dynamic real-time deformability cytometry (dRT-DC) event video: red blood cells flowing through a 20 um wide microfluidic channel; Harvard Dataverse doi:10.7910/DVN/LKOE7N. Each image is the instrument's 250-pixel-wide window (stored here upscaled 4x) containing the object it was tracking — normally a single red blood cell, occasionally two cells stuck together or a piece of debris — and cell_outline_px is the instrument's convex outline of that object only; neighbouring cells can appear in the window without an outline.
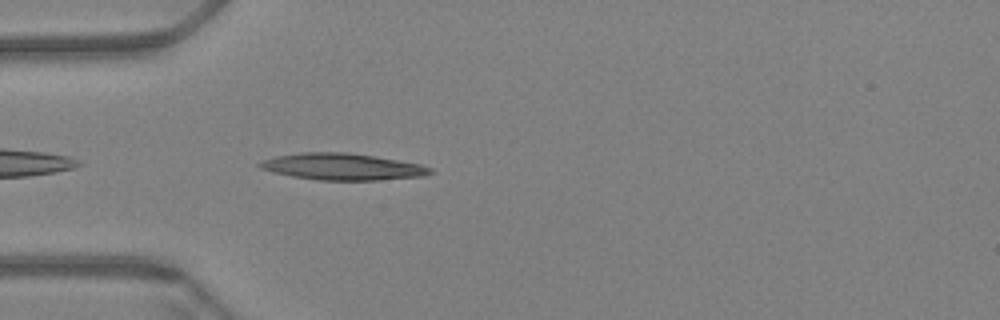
{"species": "Egyptian fruit bat (a non-hibernating species)", "species_latin": "Rousettus aegyptiacus", "temperature_condition": "warm", "stored_images_in_passage": 7, "camera_frame_rate_fps": 3000, "um_per_image_px": 0.085, "animal": {"sex": "female"}, "frame": {"image": 1, "passage_image": 3, "time_ms": 0.667, "image_size_px": [1000, 320], "cell_outline_px": [[432, 172], [424, 176], [376, 180], [320, 180], [292, 176], [272, 172], [260, 168], [256, 164], [264, 160], [276, 156], [300, 152], [348, 152], [420, 164], [432, 168]], "centroid_in_image_um": [29.07, 14.17], "position_along_channel_um": 55.9, "area_um2": 26.24}}
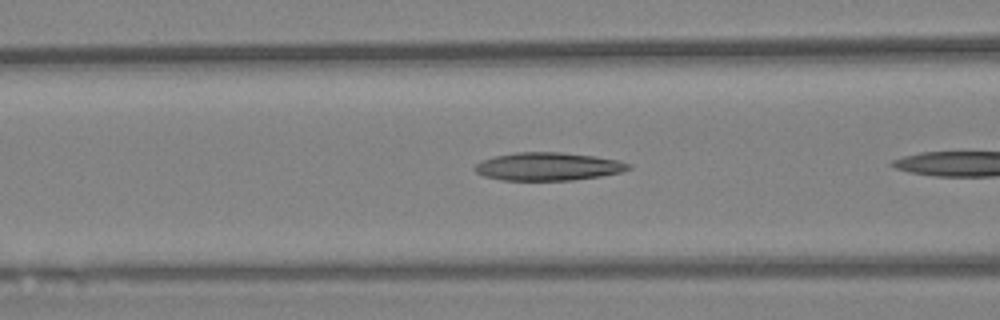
{"frame": {"image": 2, "passage_image": 6, "time_ms": 1.667, "image_size_px": [1000, 320], "cell_outline_px": [[632, 168], [620, 172], [600, 176], [572, 180], [500, 180], [484, 176], [476, 172], [472, 168], [480, 160], [492, 156], [516, 152], [560, 152], [596, 156], [616, 160], [632, 164]], "centroid_in_image_um": [46.54, 14.14], "position_along_channel_um": 120.1, "area_um2": 25.26}}